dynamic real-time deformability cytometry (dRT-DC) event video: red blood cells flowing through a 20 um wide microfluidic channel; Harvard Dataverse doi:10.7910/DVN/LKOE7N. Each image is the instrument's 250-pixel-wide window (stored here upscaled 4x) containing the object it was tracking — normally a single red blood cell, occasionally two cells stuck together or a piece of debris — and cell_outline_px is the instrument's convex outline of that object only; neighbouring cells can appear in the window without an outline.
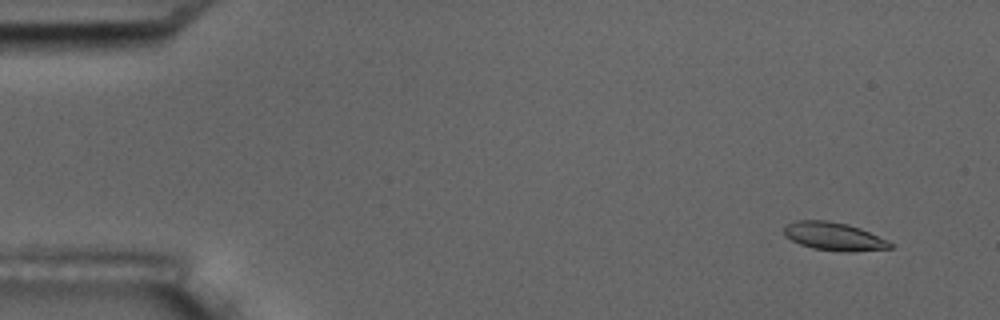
{"species": "common noctule bat (a hibernating species)", "species_latin": "Nyctalus noctula", "temperature_condition": "room temperature", "stored_images_in_passage": 6, "camera_frame_rate_fps": 3000, "um_per_image_px": 0.085, "animal": {"sex": "male", "body_mass_g": 17.5, "forearm_length_mm": 52.3}, "frame": {"image": 1, "passage_image": 1, "time_ms": 0.0, "image_size_px": [1000, 320], "cell_outline_px": [[896, 244], [892, 248], [852, 252], [844, 252], [812, 248], [800, 244], [784, 236], [784, 228], [788, 224], [796, 220], [828, 220], [848, 224], [860, 228], [888, 240]], "centroid_in_image_um": [70.92, 20.1], "position_along_channel_um": 14.1, "area_um2": 17.57}}